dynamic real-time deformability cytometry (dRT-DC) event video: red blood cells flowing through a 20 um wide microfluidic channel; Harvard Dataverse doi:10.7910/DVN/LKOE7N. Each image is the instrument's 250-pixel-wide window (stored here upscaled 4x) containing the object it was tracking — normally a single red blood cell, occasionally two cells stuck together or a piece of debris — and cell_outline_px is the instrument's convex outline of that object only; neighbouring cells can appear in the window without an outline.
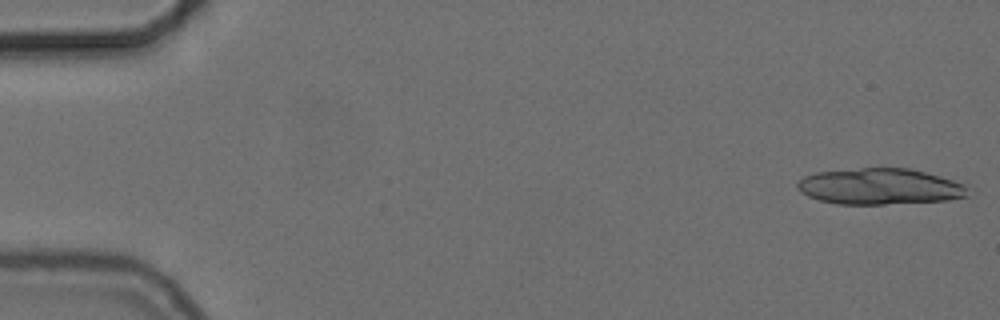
{"species": "common noctule bat (a hibernating species)", "species_latin": "Nyctalus noctula", "temperature_condition": "cold", "stored_images_in_passage": 15, "camera_frame_rate_fps": 3000, "um_per_image_px": 0.085, "animal": {"sex": "female", "body_mass_g": 24.6, "forearm_length_mm": 56.2}, "frame": {"image": 1, "passage_image": 1, "time_ms": 0.0, "image_size_px": [1000, 320], "cell_outline_px": [[968, 188], [964, 196], [948, 200], [884, 204], [836, 204], [820, 200], [808, 196], [800, 192], [796, 188], [796, 184], [804, 176], [816, 172], [860, 168], [908, 168], [940, 176], [968, 184]], "centroid_in_image_um": [74.76, 15.85], "position_along_channel_um": 10.2, "area_um2": 35.84}}